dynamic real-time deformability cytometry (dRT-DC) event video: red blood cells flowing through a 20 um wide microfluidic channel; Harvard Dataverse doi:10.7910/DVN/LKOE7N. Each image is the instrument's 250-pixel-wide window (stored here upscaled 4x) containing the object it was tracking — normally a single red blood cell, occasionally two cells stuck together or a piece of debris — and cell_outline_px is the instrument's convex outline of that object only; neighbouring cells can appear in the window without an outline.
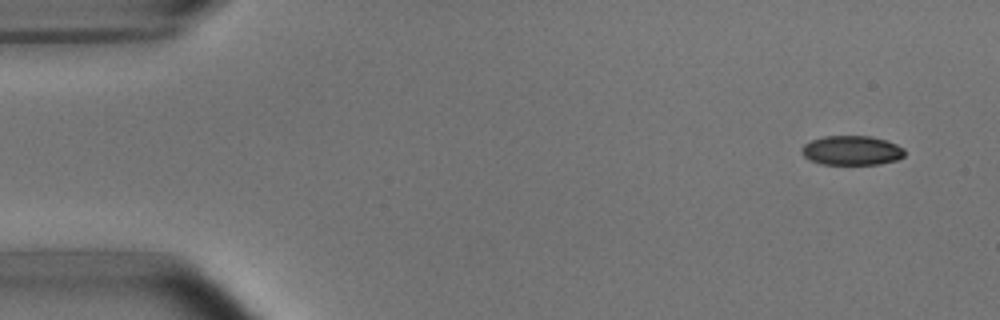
{"species": "common noctule bat (a hibernating species)", "species_latin": "Nyctalus noctula", "temperature_condition": "room temperature", "stored_images_in_passage": 5, "camera_frame_rate_fps": 3000, "um_per_image_px": 0.085, "animal": {"sex": "male", "body_mass_g": 15.6}, "frame": {"image": 1, "passage_image": 1, "time_ms": 0.0, "image_size_px": [1000, 320], "cell_outline_px": [[904, 156], [896, 160], [880, 164], [820, 164], [808, 160], [800, 152], [800, 148], [804, 144], [812, 140], [824, 136], [868, 136], [888, 140], [904, 148]], "centroid_in_image_um": [72.37, 12.79], "position_along_channel_um": 12.6, "area_um2": 17.8}}
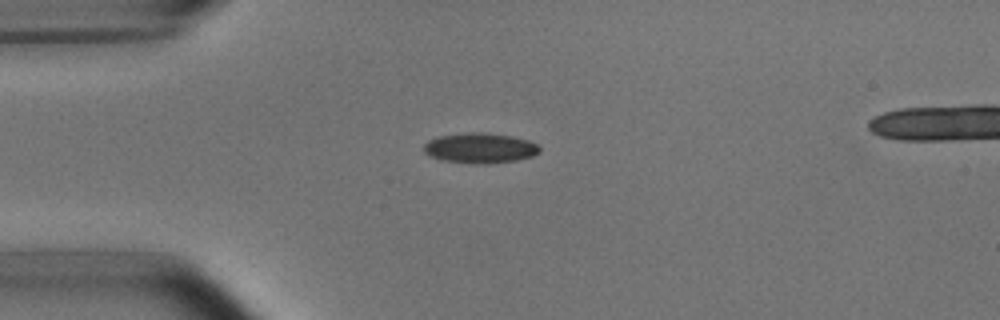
{"frame": {"image": 2, "passage_image": 4, "time_ms": 3.333, "image_size_px": [1000, 320], "cell_outline_px": [[540, 152], [532, 156], [516, 160], [488, 164], [476, 164], [440, 160], [428, 156], [424, 152], [424, 144], [428, 140], [436, 136], [472, 132], [484, 132], [512, 136], [528, 140], [536, 144], [540, 148]], "centroid_in_image_um": [40.76, 12.59], "position_along_channel_um": 44.2, "area_um2": 20.58}}
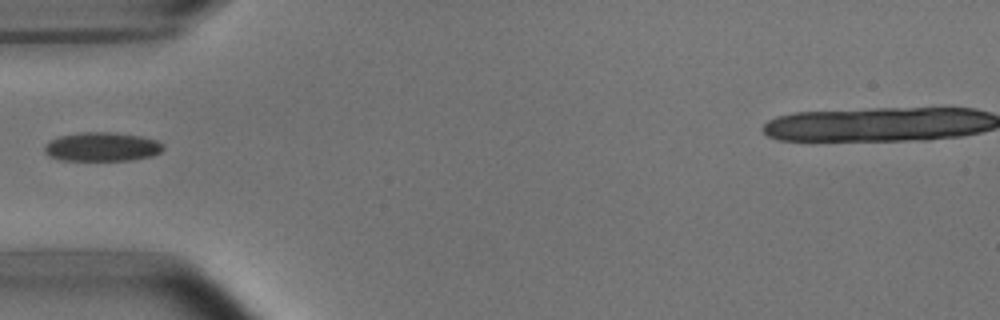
{"frame": {"image": 3, "passage_image": 5, "time_ms": 4.667, "image_size_px": [1000, 320], "cell_outline_px": [[164, 148], [160, 152], [152, 156], [132, 160], [60, 160], [48, 156], [44, 152], [44, 144], [60, 136], [84, 132], [112, 132], [140, 136], [156, 140], [164, 144]], "centroid_in_image_um": [8.67, 12.48], "position_along_channel_um": 76.3, "area_um2": 20.06}}